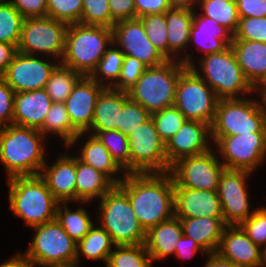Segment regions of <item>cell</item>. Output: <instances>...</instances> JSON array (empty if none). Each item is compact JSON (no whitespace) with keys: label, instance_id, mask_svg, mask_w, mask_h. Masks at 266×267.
Listing matches in <instances>:
<instances>
[{"label":"cell","instance_id":"4fadbf2b","mask_svg":"<svg viewBox=\"0 0 266 267\" xmlns=\"http://www.w3.org/2000/svg\"><path fill=\"white\" fill-rule=\"evenodd\" d=\"M213 150L186 156L171 165L170 174L174 187H188L195 190H217L220 176L226 167Z\"/></svg>","mask_w":266,"mask_h":267},{"label":"cell","instance_id":"ffe728a7","mask_svg":"<svg viewBox=\"0 0 266 267\" xmlns=\"http://www.w3.org/2000/svg\"><path fill=\"white\" fill-rule=\"evenodd\" d=\"M174 214L178 218H223L217 190L174 187Z\"/></svg>","mask_w":266,"mask_h":267},{"label":"cell","instance_id":"7dc6e473","mask_svg":"<svg viewBox=\"0 0 266 267\" xmlns=\"http://www.w3.org/2000/svg\"><path fill=\"white\" fill-rule=\"evenodd\" d=\"M147 66L133 56H124L122 68L114 90L127 91L141 77Z\"/></svg>","mask_w":266,"mask_h":267},{"label":"cell","instance_id":"03108f58","mask_svg":"<svg viewBox=\"0 0 266 267\" xmlns=\"http://www.w3.org/2000/svg\"><path fill=\"white\" fill-rule=\"evenodd\" d=\"M4 2H6L5 0H0V5L2 4V3H4Z\"/></svg>","mask_w":266,"mask_h":267},{"label":"cell","instance_id":"60d3db41","mask_svg":"<svg viewBox=\"0 0 266 267\" xmlns=\"http://www.w3.org/2000/svg\"><path fill=\"white\" fill-rule=\"evenodd\" d=\"M139 19L142 21L149 41L169 60L166 12L144 15Z\"/></svg>","mask_w":266,"mask_h":267},{"label":"cell","instance_id":"b9f144b4","mask_svg":"<svg viewBox=\"0 0 266 267\" xmlns=\"http://www.w3.org/2000/svg\"><path fill=\"white\" fill-rule=\"evenodd\" d=\"M151 117L158 134L165 144L178 132L179 128L187 120L174 105L151 114Z\"/></svg>","mask_w":266,"mask_h":267},{"label":"cell","instance_id":"2e32d148","mask_svg":"<svg viewBox=\"0 0 266 267\" xmlns=\"http://www.w3.org/2000/svg\"><path fill=\"white\" fill-rule=\"evenodd\" d=\"M113 42L127 56H133L147 67L161 65L168 61L149 41L139 18L116 22L112 28Z\"/></svg>","mask_w":266,"mask_h":267},{"label":"cell","instance_id":"7402d4cb","mask_svg":"<svg viewBox=\"0 0 266 267\" xmlns=\"http://www.w3.org/2000/svg\"><path fill=\"white\" fill-rule=\"evenodd\" d=\"M62 154L51 166L45 163L40 177L59 203L76 202V157Z\"/></svg>","mask_w":266,"mask_h":267},{"label":"cell","instance_id":"ab89813d","mask_svg":"<svg viewBox=\"0 0 266 267\" xmlns=\"http://www.w3.org/2000/svg\"><path fill=\"white\" fill-rule=\"evenodd\" d=\"M24 17L9 2L0 5V41L8 44H19Z\"/></svg>","mask_w":266,"mask_h":267},{"label":"cell","instance_id":"7bdbcfd3","mask_svg":"<svg viewBox=\"0 0 266 267\" xmlns=\"http://www.w3.org/2000/svg\"><path fill=\"white\" fill-rule=\"evenodd\" d=\"M46 16L69 24L79 23L83 0H47Z\"/></svg>","mask_w":266,"mask_h":267},{"label":"cell","instance_id":"6da1fadb","mask_svg":"<svg viewBox=\"0 0 266 267\" xmlns=\"http://www.w3.org/2000/svg\"><path fill=\"white\" fill-rule=\"evenodd\" d=\"M118 186L127 194L145 231L174 214V180L170 172L130 173Z\"/></svg>","mask_w":266,"mask_h":267},{"label":"cell","instance_id":"5bb4252c","mask_svg":"<svg viewBox=\"0 0 266 267\" xmlns=\"http://www.w3.org/2000/svg\"><path fill=\"white\" fill-rule=\"evenodd\" d=\"M215 145L226 169L253 172L266 158V132L222 137Z\"/></svg>","mask_w":266,"mask_h":267},{"label":"cell","instance_id":"836d02e7","mask_svg":"<svg viewBox=\"0 0 266 267\" xmlns=\"http://www.w3.org/2000/svg\"><path fill=\"white\" fill-rule=\"evenodd\" d=\"M67 204L58 203L55 219L65 232L78 243L94 224L85 209L78 207L76 211H72Z\"/></svg>","mask_w":266,"mask_h":267},{"label":"cell","instance_id":"e0dca14e","mask_svg":"<svg viewBox=\"0 0 266 267\" xmlns=\"http://www.w3.org/2000/svg\"><path fill=\"white\" fill-rule=\"evenodd\" d=\"M57 65L36 55L17 52L1 77L15 93L34 91L45 88Z\"/></svg>","mask_w":266,"mask_h":267},{"label":"cell","instance_id":"c3c4849f","mask_svg":"<svg viewBox=\"0 0 266 267\" xmlns=\"http://www.w3.org/2000/svg\"><path fill=\"white\" fill-rule=\"evenodd\" d=\"M248 237L260 248L266 244V208L259 207L241 225Z\"/></svg>","mask_w":266,"mask_h":267},{"label":"cell","instance_id":"816d5d0a","mask_svg":"<svg viewBox=\"0 0 266 267\" xmlns=\"http://www.w3.org/2000/svg\"><path fill=\"white\" fill-rule=\"evenodd\" d=\"M24 18L46 17L47 0H9Z\"/></svg>","mask_w":266,"mask_h":267},{"label":"cell","instance_id":"8fae6325","mask_svg":"<svg viewBox=\"0 0 266 267\" xmlns=\"http://www.w3.org/2000/svg\"><path fill=\"white\" fill-rule=\"evenodd\" d=\"M68 27L67 23L47 16L25 18L17 51L29 55L44 53L60 62L65 51Z\"/></svg>","mask_w":266,"mask_h":267},{"label":"cell","instance_id":"f35d334b","mask_svg":"<svg viewBox=\"0 0 266 267\" xmlns=\"http://www.w3.org/2000/svg\"><path fill=\"white\" fill-rule=\"evenodd\" d=\"M107 267H152L153 260L144 244L114 246Z\"/></svg>","mask_w":266,"mask_h":267},{"label":"cell","instance_id":"f6af8a7d","mask_svg":"<svg viewBox=\"0 0 266 267\" xmlns=\"http://www.w3.org/2000/svg\"><path fill=\"white\" fill-rule=\"evenodd\" d=\"M151 114L139 103L128 99L120 111L118 130L128 136L136 127L147 121Z\"/></svg>","mask_w":266,"mask_h":267},{"label":"cell","instance_id":"9f6ffc18","mask_svg":"<svg viewBox=\"0 0 266 267\" xmlns=\"http://www.w3.org/2000/svg\"><path fill=\"white\" fill-rule=\"evenodd\" d=\"M17 52L15 45L0 41V76L7 70Z\"/></svg>","mask_w":266,"mask_h":267},{"label":"cell","instance_id":"8d00e7d4","mask_svg":"<svg viewBox=\"0 0 266 267\" xmlns=\"http://www.w3.org/2000/svg\"><path fill=\"white\" fill-rule=\"evenodd\" d=\"M198 3L203 10L201 16L210 17L232 34L235 33L240 18L236 0H198Z\"/></svg>","mask_w":266,"mask_h":267},{"label":"cell","instance_id":"8992f818","mask_svg":"<svg viewBox=\"0 0 266 267\" xmlns=\"http://www.w3.org/2000/svg\"><path fill=\"white\" fill-rule=\"evenodd\" d=\"M187 67L180 60L147 67L137 82L127 90L130 100L142 105L150 114L173 106L180 75Z\"/></svg>","mask_w":266,"mask_h":267},{"label":"cell","instance_id":"4dcf8cb0","mask_svg":"<svg viewBox=\"0 0 266 267\" xmlns=\"http://www.w3.org/2000/svg\"><path fill=\"white\" fill-rule=\"evenodd\" d=\"M88 135V140L84 142L85 145L81 147L82 149L80 150V155L76 157L83 163L90 165L102 172L115 185H118L124 179V177L118 179L117 176L114 175L123 170H121L117 163L112 159L111 154L98 140V138L93 134L88 133Z\"/></svg>","mask_w":266,"mask_h":267},{"label":"cell","instance_id":"cb8c5ba5","mask_svg":"<svg viewBox=\"0 0 266 267\" xmlns=\"http://www.w3.org/2000/svg\"><path fill=\"white\" fill-rule=\"evenodd\" d=\"M202 49L203 56L225 50L233 41V34L219 23L207 16H201L194 11L191 26L190 42Z\"/></svg>","mask_w":266,"mask_h":267},{"label":"cell","instance_id":"7c38bea8","mask_svg":"<svg viewBox=\"0 0 266 267\" xmlns=\"http://www.w3.org/2000/svg\"><path fill=\"white\" fill-rule=\"evenodd\" d=\"M130 149V173H164L167 161L165 142L155 128L152 117L127 136Z\"/></svg>","mask_w":266,"mask_h":267},{"label":"cell","instance_id":"ee69618b","mask_svg":"<svg viewBox=\"0 0 266 267\" xmlns=\"http://www.w3.org/2000/svg\"><path fill=\"white\" fill-rule=\"evenodd\" d=\"M79 23L111 28L109 0H83V11Z\"/></svg>","mask_w":266,"mask_h":267},{"label":"cell","instance_id":"d6a6232c","mask_svg":"<svg viewBox=\"0 0 266 267\" xmlns=\"http://www.w3.org/2000/svg\"><path fill=\"white\" fill-rule=\"evenodd\" d=\"M93 225L84 238L77 243L76 246V262L79 258L85 256L90 260L108 261L109 255L112 252L114 243L109 233L101 226Z\"/></svg>","mask_w":266,"mask_h":267},{"label":"cell","instance_id":"277c9868","mask_svg":"<svg viewBox=\"0 0 266 267\" xmlns=\"http://www.w3.org/2000/svg\"><path fill=\"white\" fill-rule=\"evenodd\" d=\"M8 180L10 209L24 219L26 226L34 227L55 219L59 202L40 175L15 176Z\"/></svg>","mask_w":266,"mask_h":267},{"label":"cell","instance_id":"db71d44e","mask_svg":"<svg viewBox=\"0 0 266 267\" xmlns=\"http://www.w3.org/2000/svg\"><path fill=\"white\" fill-rule=\"evenodd\" d=\"M136 18L148 14L163 13L171 9L168 0H134Z\"/></svg>","mask_w":266,"mask_h":267},{"label":"cell","instance_id":"9c48e42d","mask_svg":"<svg viewBox=\"0 0 266 267\" xmlns=\"http://www.w3.org/2000/svg\"><path fill=\"white\" fill-rule=\"evenodd\" d=\"M33 228L36 234L25 254L36 265L56 267L76 262L77 243L56 219Z\"/></svg>","mask_w":266,"mask_h":267},{"label":"cell","instance_id":"7a4b0ae2","mask_svg":"<svg viewBox=\"0 0 266 267\" xmlns=\"http://www.w3.org/2000/svg\"><path fill=\"white\" fill-rule=\"evenodd\" d=\"M44 138L34 128L14 124L0 128V161L9 178L40 174L43 165L47 163L42 141Z\"/></svg>","mask_w":266,"mask_h":267},{"label":"cell","instance_id":"e575fe53","mask_svg":"<svg viewBox=\"0 0 266 267\" xmlns=\"http://www.w3.org/2000/svg\"><path fill=\"white\" fill-rule=\"evenodd\" d=\"M83 77L77 71L60 62L55 67L46 83L45 90L54 103H64L74 86Z\"/></svg>","mask_w":266,"mask_h":267},{"label":"cell","instance_id":"ac0fdd59","mask_svg":"<svg viewBox=\"0 0 266 267\" xmlns=\"http://www.w3.org/2000/svg\"><path fill=\"white\" fill-rule=\"evenodd\" d=\"M211 125L196 121L186 120L178 132L165 144V153L170 165L186 156H197L211 150L209 138Z\"/></svg>","mask_w":266,"mask_h":267},{"label":"cell","instance_id":"e7e4bbea","mask_svg":"<svg viewBox=\"0 0 266 267\" xmlns=\"http://www.w3.org/2000/svg\"><path fill=\"white\" fill-rule=\"evenodd\" d=\"M56 267H66V264H64V265H59V266H56Z\"/></svg>","mask_w":266,"mask_h":267},{"label":"cell","instance_id":"11a10c76","mask_svg":"<svg viewBox=\"0 0 266 267\" xmlns=\"http://www.w3.org/2000/svg\"><path fill=\"white\" fill-rule=\"evenodd\" d=\"M197 251H200L202 254L205 253L192 238L182 235L177 241L174 254L185 260L194 256Z\"/></svg>","mask_w":266,"mask_h":267},{"label":"cell","instance_id":"52a82bcc","mask_svg":"<svg viewBox=\"0 0 266 267\" xmlns=\"http://www.w3.org/2000/svg\"><path fill=\"white\" fill-rule=\"evenodd\" d=\"M261 103L245 97L219 99L211 125L214 144L226 136L266 132V100Z\"/></svg>","mask_w":266,"mask_h":267},{"label":"cell","instance_id":"603a6c76","mask_svg":"<svg viewBox=\"0 0 266 267\" xmlns=\"http://www.w3.org/2000/svg\"><path fill=\"white\" fill-rule=\"evenodd\" d=\"M52 103L45 88L15 93L13 124L39 130Z\"/></svg>","mask_w":266,"mask_h":267},{"label":"cell","instance_id":"bcb514c9","mask_svg":"<svg viewBox=\"0 0 266 267\" xmlns=\"http://www.w3.org/2000/svg\"><path fill=\"white\" fill-rule=\"evenodd\" d=\"M233 40H247L266 43V16L240 17Z\"/></svg>","mask_w":266,"mask_h":267},{"label":"cell","instance_id":"6f0895ef","mask_svg":"<svg viewBox=\"0 0 266 267\" xmlns=\"http://www.w3.org/2000/svg\"><path fill=\"white\" fill-rule=\"evenodd\" d=\"M0 267H37V265L25 254L19 253L0 264Z\"/></svg>","mask_w":266,"mask_h":267},{"label":"cell","instance_id":"74e56055","mask_svg":"<svg viewBox=\"0 0 266 267\" xmlns=\"http://www.w3.org/2000/svg\"><path fill=\"white\" fill-rule=\"evenodd\" d=\"M95 135L107 148L112 159L123 169L124 174H130V149L128 138L119 130L87 131Z\"/></svg>","mask_w":266,"mask_h":267},{"label":"cell","instance_id":"9a60e30c","mask_svg":"<svg viewBox=\"0 0 266 267\" xmlns=\"http://www.w3.org/2000/svg\"><path fill=\"white\" fill-rule=\"evenodd\" d=\"M252 172L225 169L220 176L217 193L221 201L226 226L241 225L252 214L245 187Z\"/></svg>","mask_w":266,"mask_h":267},{"label":"cell","instance_id":"f546056e","mask_svg":"<svg viewBox=\"0 0 266 267\" xmlns=\"http://www.w3.org/2000/svg\"><path fill=\"white\" fill-rule=\"evenodd\" d=\"M193 19L194 12L190 10L171 8L166 11L169 60H176L175 55L189 45Z\"/></svg>","mask_w":266,"mask_h":267},{"label":"cell","instance_id":"d6986e66","mask_svg":"<svg viewBox=\"0 0 266 267\" xmlns=\"http://www.w3.org/2000/svg\"><path fill=\"white\" fill-rule=\"evenodd\" d=\"M104 89L89 76H83L65 100L70 122L79 133L91 128L96 102Z\"/></svg>","mask_w":266,"mask_h":267},{"label":"cell","instance_id":"484cf974","mask_svg":"<svg viewBox=\"0 0 266 267\" xmlns=\"http://www.w3.org/2000/svg\"><path fill=\"white\" fill-rule=\"evenodd\" d=\"M182 235L181 221L175 215L148 229L144 245L153 263L174 254L177 241Z\"/></svg>","mask_w":266,"mask_h":267},{"label":"cell","instance_id":"44dd1931","mask_svg":"<svg viewBox=\"0 0 266 267\" xmlns=\"http://www.w3.org/2000/svg\"><path fill=\"white\" fill-rule=\"evenodd\" d=\"M217 253L241 267H262L261 248L240 225L224 228Z\"/></svg>","mask_w":266,"mask_h":267},{"label":"cell","instance_id":"680465c9","mask_svg":"<svg viewBox=\"0 0 266 267\" xmlns=\"http://www.w3.org/2000/svg\"><path fill=\"white\" fill-rule=\"evenodd\" d=\"M204 267H241L222 258L217 252L210 253Z\"/></svg>","mask_w":266,"mask_h":267},{"label":"cell","instance_id":"ba28073f","mask_svg":"<svg viewBox=\"0 0 266 267\" xmlns=\"http://www.w3.org/2000/svg\"><path fill=\"white\" fill-rule=\"evenodd\" d=\"M100 200L99 223L109 233L114 246L144 244L146 231L140 225L127 194L115 185Z\"/></svg>","mask_w":266,"mask_h":267},{"label":"cell","instance_id":"be15d7a7","mask_svg":"<svg viewBox=\"0 0 266 267\" xmlns=\"http://www.w3.org/2000/svg\"><path fill=\"white\" fill-rule=\"evenodd\" d=\"M78 264L77 262H74V263H69V264H66V267H78Z\"/></svg>","mask_w":266,"mask_h":267},{"label":"cell","instance_id":"4316f807","mask_svg":"<svg viewBox=\"0 0 266 267\" xmlns=\"http://www.w3.org/2000/svg\"><path fill=\"white\" fill-rule=\"evenodd\" d=\"M183 235L192 238L205 252L215 253L218 250L226 224L223 218L199 217L179 218Z\"/></svg>","mask_w":266,"mask_h":267},{"label":"cell","instance_id":"91938a15","mask_svg":"<svg viewBox=\"0 0 266 267\" xmlns=\"http://www.w3.org/2000/svg\"><path fill=\"white\" fill-rule=\"evenodd\" d=\"M168 2L172 9H186L194 12L193 4L196 5L198 0H168Z\"/></svg>","mask_w":266,"mask_h":267},{"label":"cell","instance_id":"681fc988","mask_svg":"<svg viewBox=\"0 0 266 267\" xmlns=\"http://www.w3.org/2000/svg\"><path fill=\"white\" fill-rule=\"evenodd\" d=\"M14 97V90L0 76V128L13 124Z\"/></svg>","mask_w":266,"mask_h":267},{"label":"cell","instance_id":"83f0119b","mask_svg":"<svg viewBox=\"0 0 266 267\" xmlns=\"http://www.w3.org/2000/svg\"><path fill=\"white\" fill-rule=\"evenodd\" d=\"M128 99L127 91L105 88L97 99L92 126L88 131L118 130L120 111Z\"/></svg>","mask_w":266,"mask_h":267},{"label":"cell","instance_id":"f5cc1de1","mask_svg":"<svg viewBox=\"0 0 266 267\" xmlns=\"http://www.w3.org/2000/svg\"><path fill=\"white\" fill-rule=\"evenodd\" d=\"M239 17H265L266 0H236Z\"/></svg>","mask_w":266,"mask_h":267},{"label":"cell","instance_id":"94428289","mask_svg":"<svg viewBox=\"0 0 266 267\" xmlns=\"http://www.w3.org/2000/svg\"><path fill=\"white\" fill-rule=\"evenodd\" d=\"M255 91L259 92L257 94H259L261 98H264L266 100V79Z\"/></svg>","mask_w":266,"mask_h":267},{"label":"cell","instance_id":"5b68a950","mask_svg":"<svg viewBox=\"0 0 266 267\" xmlns=\"http://www.w3.org/2000/svg\"><path fill=\"white\" fill-rule=\"evenodd\" d=\"M112 42L113 31L109 27L69 24L60 63L83 76H89Z\"/></svg>","mask_w":266,"mask_h":267},{"label":"cell","instance_id":"6125c7cd","mask_svg":"<svg viewBox=\"0 0 266 267\" xmlns=\"http://www.w3.org/2000/svg\"><path fill=\"white\" fill-rule=\"evenodd\" d=\"M261 254H262V267L266 266V244L261 248Z\"/></svg>","mask_w":266,"mask_h":267},{"label":"cell","instance_id":"1f68e13d","mask_svg":"<svg viewBox=\"0 0 266 267\" xmlns=\"http://www.w3.org/2000/svg\"><path fill=\"white\" fill-rule=\"evenodd\" d=\"M44 137L48 133L59 135L63 141L64 145L67 147H72L75 142L82 137V135H87V132L79 133L71 124L68 112L66 110L65 103H52L49 111L45 116V121L43 126L39 129ZM47 134V135H46Z\"/></svg>","mask_w":266,"mask_h":267},{"label":"cell","instance_id":"f1b7e54d","mask_svg":"<svg viewBox=\"0 0 266 267\" xmlns=\"http://www.w3.org/2000/svg\"><path fill=\"white\" fill-rule=\"evenodd\" d=\"M76 202L88 203L101 199L115 184L102 172L76 157ZM98 197V198H97Z\"/></svg>","mask_w":266,"mask_h":267},{"label":"cell","instance_id":"30bf717a","mask_svg":"<svg viewBox=\"0 0 266 267\" xmlns=\"http://www.w3.org/2000/svg\"><path fill=\"white\" fill-rule=\"evenodd\" d=\"M219 98L211 87L191 68H187L177 83L174 106L187 120L212 125Z\"/></svg>","mask_w":266,"mask_h":267},{"label":"cell","instance_id":"3957f363","mask_svg":"<svg viewBox=\"0 0 266 267\" xmlns=\"http://www.w3.org/2000/svg\"><path fill=\"white\" fill-rule=\"evenodd\" d=\"M184 55L178 60L202 78L219 99L242 98L239 97L242 95L241 93L251 94L255 90L245 78L231 45L221 52L211 53L200 58L202 71L201 69L198 71L190 54L185 53Z\"/></svg>","mask_w":266,"mask_h":267},{"label":"cell","instance_id":"d590c367","mask_svg":"<svg viewBox=\"0 0 266 267\" xmlns=\"http://www.w3.org/2000/svg\"><path fill=\"white\" fill-rule=\"evenodd\" d=\"M111 45L112 48L110 47L106 50V53L99 60L96 68L89 75L92 80L105 88H112L117 83L125 56L114 42ZM114 46L117 48H114Z\"/></svg>","mask_w":266,"mask_h":267},{"label":"cell","instance_id":"f907efd6","mask_svg":"<svg viewBox=\"0 0 266 267\" xmlns=\"http://www.w3.org/2000/svg\"><path fill=\"white\" fill-rule=\"evenodd\" d=\"M109 8L111 13V29L118 21L136 18L134 0H109Z\"/></svg>","mask_w":266,"mask_h":267},{"label":"cell","instance_id":"d4e9b609","mask_svg":"<svg viewBox=\"0 0 266 267\" xmlns=\"http://www.w3.org/2000/svg\"><path fill=\"white\" fill-rule=\"evenodd\" d=\"M231 47L245 78L256 90L266 79V43L233 40Z\"/></svg>","mask_w":266,"mask_h":267}]
</instances>
